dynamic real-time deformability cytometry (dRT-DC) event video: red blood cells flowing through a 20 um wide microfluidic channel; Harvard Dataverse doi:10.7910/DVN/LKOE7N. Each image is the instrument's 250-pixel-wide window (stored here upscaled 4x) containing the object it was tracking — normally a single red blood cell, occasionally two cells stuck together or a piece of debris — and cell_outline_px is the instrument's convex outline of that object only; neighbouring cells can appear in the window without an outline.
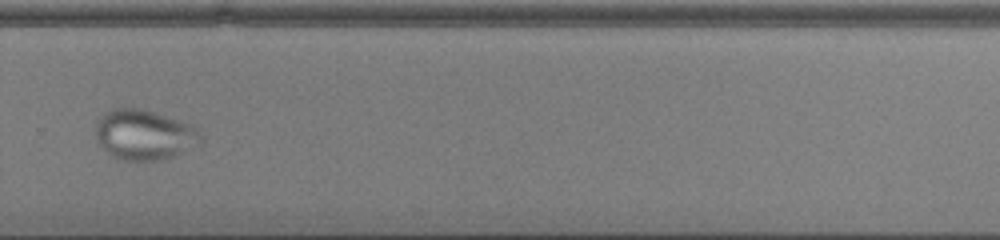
{"species": "common noctule bat (a hibernating species)", "species_latin": "Nyctalus noctula", "temperature_condition": "cold", "stored_images_in_passage": 53, "camera_frame_rate_fps": 3000, "um_per_image_px": 0.085, "animal": {"sex": "male", "body_mass_g": 13.0, "forearm_length_mm": 53.1}, "frame": {"image": 1, "passage_image": 38, "time_ms": 12.333, "image_size_px": [1000, 240], "cell_outline_px": [[204, 140], [200, 144], [172, 156], [160, 160], [124, 160], [108, 152], [96, 140], [96, 124], [112, 108], [140, 108], [192, 124], [204, 136]], "centroid_in_image_um": [12.32, 11.45], "position_along_channel_um": 317.5, "area_um2": 30.35}}
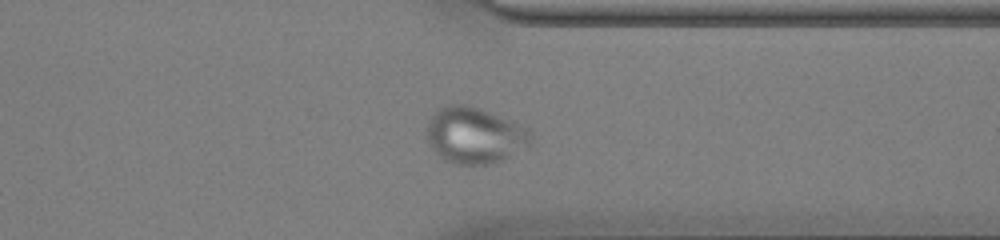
{"frame": {"image": 2, "passage_image": 42, "time_ms": 13.667, "image_size_px": [1000, 240], "cell_outline_px": [[532, 144], [500, 160], [488, 164], [456, 164], [444, 160], [428, 144], [424, 136], [428, 120], [436, 108], [448, 104], [464, 104], [480, 108], [528, 128], [532, 132]], "centroid_in_image_um": [40.29, 11.48], "position_along_channel_um": 371.1, "area_um2": 34.33}}